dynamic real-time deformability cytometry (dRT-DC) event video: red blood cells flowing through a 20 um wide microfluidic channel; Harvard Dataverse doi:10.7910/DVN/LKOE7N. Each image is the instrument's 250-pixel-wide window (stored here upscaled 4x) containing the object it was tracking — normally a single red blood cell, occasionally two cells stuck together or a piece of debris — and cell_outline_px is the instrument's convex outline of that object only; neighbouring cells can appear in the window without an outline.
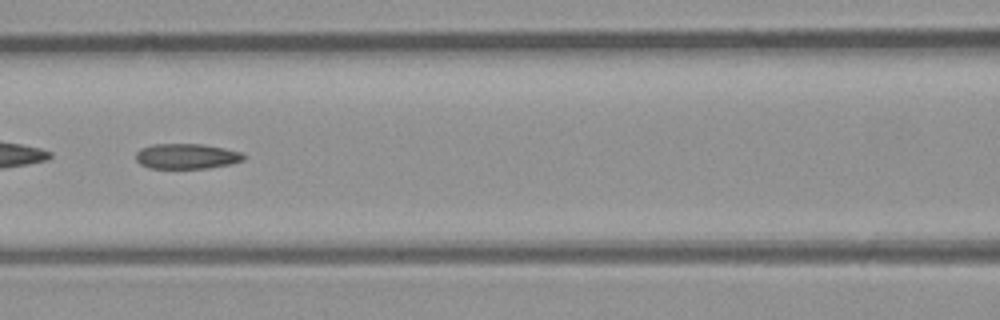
{"species": "common noctule bat (a hibernating species)", "species_latin": "Nyctalus noctula", "temperature_condition": "room temperature", "stored_images_in_passage": 9, "camera_frame_rate_fps": 3000, "um_per_image_px": 0.085, "animal": {"sex": "male", "body_mass_g": 23.1, "forearm_length_mm": 52.7}, "frame": {"image": 1, "passage_image": 9, "time_ms": 10.0, "image_size_px": [1000, 320], "cell_outline_px": [[244, 160], [232, 164], [208, 168], [148, 168], [140, 164], [136, 160], [136, 152], [140, 148], [152, 144], [204, 144], [244, 152]], "centroid_in_image_um": [15.87, 13.28], "position_along_channel_um": 150.7, "area_um2": 16.07}}